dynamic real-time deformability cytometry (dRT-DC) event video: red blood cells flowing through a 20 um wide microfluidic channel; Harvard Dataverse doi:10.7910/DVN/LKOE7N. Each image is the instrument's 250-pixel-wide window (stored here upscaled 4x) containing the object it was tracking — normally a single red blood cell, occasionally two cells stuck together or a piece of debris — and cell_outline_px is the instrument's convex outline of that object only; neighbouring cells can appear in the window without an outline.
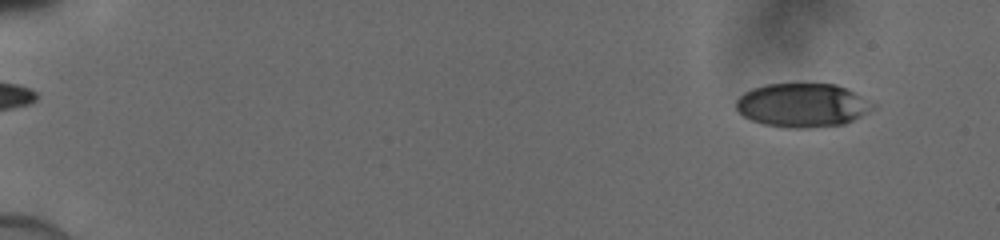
{"species": "human", "species_latin": "Homo sapiens", "temperature_condition": "cold", "stored_images_in_passage": 47, "camera_frame_rate_fps": 3000, "um_per_image_px": 0.085, "donor": {"sex": "male"}, "frame": {"image": 1, "passage_image": 1, "time_ms": 0.0, "image_size_px": [1000, 240], "cell_outline_px": [[880, 104], [876, 108], [844, 124], [808, 128], [788, 128], [764, 124], [752, 120], [744, 116], [736, 108], [736, 100], [744, 92], [752, 88], [768, 84], [836, 84]], "centroid_in_image_um": [68.25, 8.94], "position_along_channel_um": 16.7, "area_um2": 35.03}}
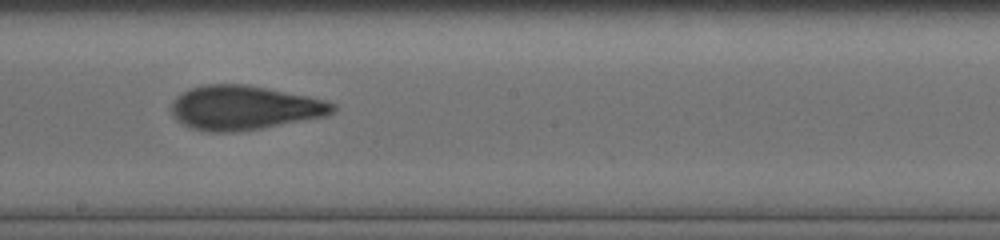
{"frame": {"image": 2, "passage_image": 27, "time_ms": 8.667, "image_size_px": [1000, 240], "cell_outline_px": [[336, 108], [332, 112], [324, 116], [260, 128], [236, 132], [208, 132], [192, 128], [176, 120], [172, 116], [172, 100], [176, 96], [192, 88], [204, 84], [248, 84], [308, 96], [324, 100], [336, 104]], "centroid_in_image_um": [20.73, 9.15], "position_along_channel_um": 227.5, "area_um2": 41.38}}
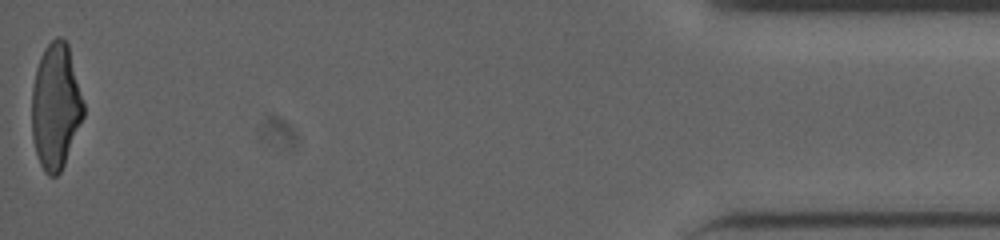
{"frame": {"image": 3, "passage_image": 47, "time_ms": 15.333, "image_size_px": [1000, 240], "cell_outline_px": [[84, 116], [64, 164], [60, 172], [56, 176], [48, 176], [44, 172], [40, 164], [32, 140], [32, 88], [36, 68], [40, 56], [44, 48], [56, 36], [60, 36], [68, 44], [84, 104]], "centroid_in_image_um": [4.72, 9.04], "position_along_channel_um": 430.5, "area_um2": 37.86}}